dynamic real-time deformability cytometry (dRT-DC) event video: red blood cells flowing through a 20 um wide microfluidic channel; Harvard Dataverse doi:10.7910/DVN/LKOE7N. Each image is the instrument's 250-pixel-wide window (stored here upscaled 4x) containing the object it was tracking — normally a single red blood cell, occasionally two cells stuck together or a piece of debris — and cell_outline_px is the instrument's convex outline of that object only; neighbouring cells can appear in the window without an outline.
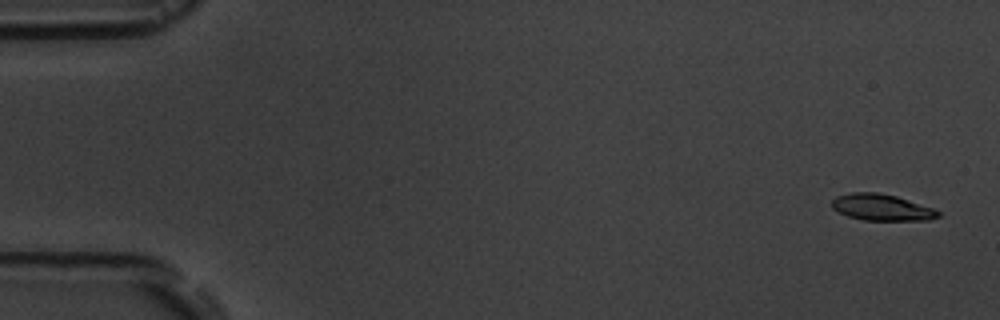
{"species": "common noctule bat (a hibernating species)", "species_latin": "Nyctalus noctula", "temperature_condition": "room temperature", "stored_images_in_passage": 5, "camera_frame_rate_fps": 3000, "um_per_image_px": 0.085, "animal": {"sex": "male", "body_mass_g": 19.5, "forearm_length_mm": 54.6}, "frame": {"image": 1, "passage_image": 1, "time_ms": 0.0, "image_size_px": [1000, 320], "cell_outline_px": [[940, 216], [928, 220], [864, 220], [848, 216], [832, 208], [832, 200], [836, 196], [852, 192], [876, 192], [896, 196], [932, 208], [940, 212]], "centroid_in_image_um": [74.93, 17.62], "position_along_channel_um": 10.1, "area_um2": 16.18}}
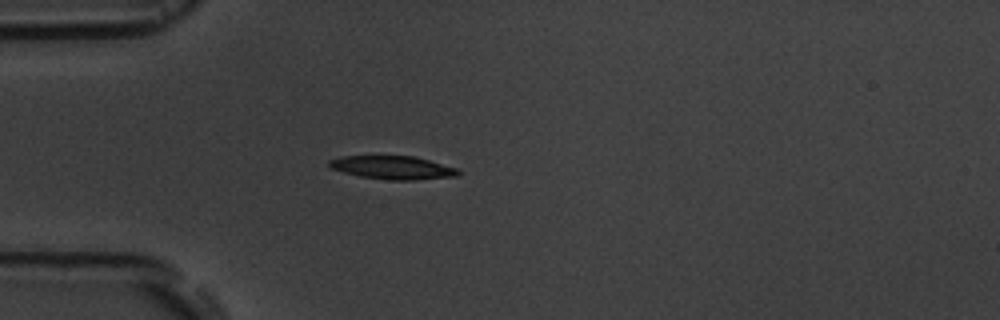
{"frame": {"image": 2, "passage_image": 5, "time_ms": 4.667, "image_size_px": [1000, 320], "cell_outline_px": [[460, 172], [456, 176], [412, 180], [388, 180], [360, 176], [344, 172], [332, 168], [328, 164], [328, 160], [340, 156], [412, 156], [428, 160], [456, 168]], "centroid_in_image_um": [33.34, 14.24], "position_along_channel_um": 51.7, "area_um2": 17.28}}